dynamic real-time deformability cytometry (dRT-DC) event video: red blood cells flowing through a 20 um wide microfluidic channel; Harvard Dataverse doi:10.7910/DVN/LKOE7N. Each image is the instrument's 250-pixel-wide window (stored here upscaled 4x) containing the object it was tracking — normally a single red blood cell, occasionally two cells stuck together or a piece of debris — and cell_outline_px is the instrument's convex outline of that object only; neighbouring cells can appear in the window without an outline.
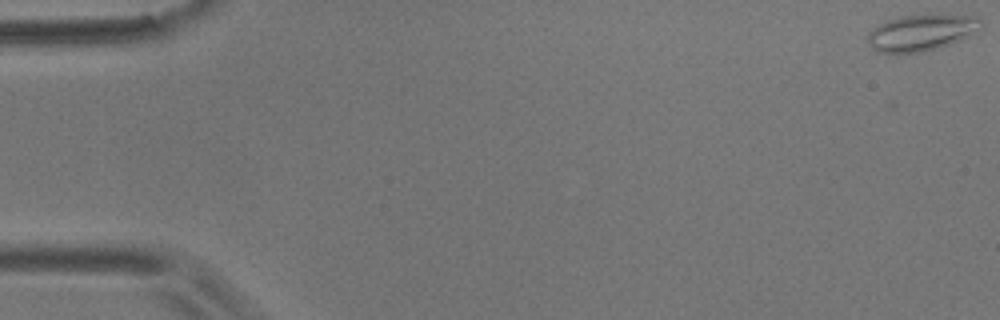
{"species": "common noctule bat (a hibernating species)", "species_latin": "Nyctalus noctula", "temperature_condition": "room temperature", "stored_images_in_passage": 16, "camera_frame_rate_fps": 3000, "um_per_image_px": 0.085, "animal": {"sex": "male", "body_mass_g": 17.9}, "frame": {"image": 1, "passage_image": 1, "time_ms": 0.0, "image_size_px": [1000, 320], "cell_outline_px": [[984, 28], [968, 36], [948, 44], [936, 48], [920, 52], [876, 52], [868, 44], [868, 32], [872, 28], [888, 20], [900, 16], [920, 12], [980, 16], [984, 20]], "centroid_in_image_um": [78.39, 2.7], "position_along_channel_um": 6.6, "area_um2": 24.74}}